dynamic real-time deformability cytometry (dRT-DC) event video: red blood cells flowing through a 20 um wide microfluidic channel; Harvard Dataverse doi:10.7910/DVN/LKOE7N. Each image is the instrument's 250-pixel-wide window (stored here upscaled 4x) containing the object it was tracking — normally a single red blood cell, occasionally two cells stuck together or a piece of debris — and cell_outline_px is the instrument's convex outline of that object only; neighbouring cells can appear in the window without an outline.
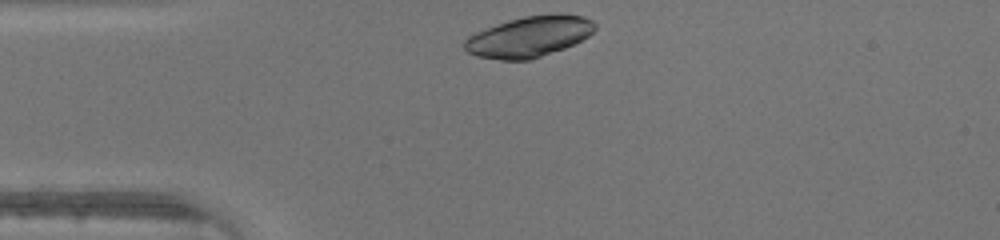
{"species": "human", "species_latin": "Homo sapiens", "temperature_condition": "warm", "stored_images_in_passage": 28, "camera_frame_rate_fps": 3000, "um_per_image_px": 0.085, "donor": {"sex": "male"}, "frame": {"image": 1, "passage_image": 1, "time_ms": 0.0, "image_size_px": [1000, 240], "cell_outline_px": [[596, 28], [588, 36], [564, 48], [528, 60], [500, 60], [476, 56], [468, 52], [464, 48], [464, 40], [468, 36], [476, 32], [496, 24], [508, 20], [524, 16], [552, 12], [560, 12], [584, 16], [592, 20], [596, 24]], "centroid_in_image_um": [44.99, 3.08], "position_along_channel_um": 40.0, "area_um2": 31.21}}
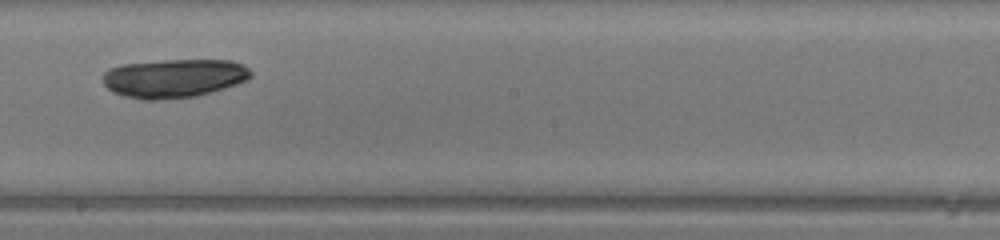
{"frame": {"image": 2, "passage_image": 16, "time_ms": 5.0, "image_size_px": [1000, 240], "cell_outline_px": [[252, 76], [248, 80], [224, 88], [196, 96], [160, 100], [144, 100], [124, 96], [112, 92], [104, 84], [100, 76], [108, 68], [120, 64], [164, 60], [232, 60], [244, 64], [252, 72]], "centroid_in_image_um": [14.76, 6.64], "position_along_channel_um": 233.4, "area_um2": 33.81}}
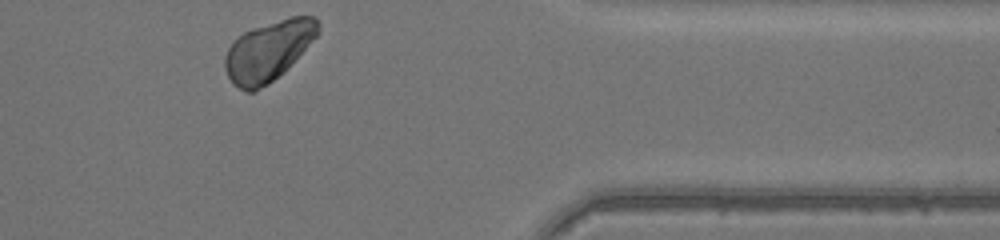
{"frame": {"image": 3, "passage_image": 28, "time_ms": 9.0, "image_size_px": [1000, 240], "cell_outline_px": [[320, 32], [268, 84], [252, 92], [248, 92], [232, 84], [224, 68], [224, 56], [228, 48], [244, 32], [292, 16], [312, 16], [320, 24]], "centroid_in_image_um": [22.76, 4.33], "position_along_channel_um": 388.6, "area_um2": 31.27}}